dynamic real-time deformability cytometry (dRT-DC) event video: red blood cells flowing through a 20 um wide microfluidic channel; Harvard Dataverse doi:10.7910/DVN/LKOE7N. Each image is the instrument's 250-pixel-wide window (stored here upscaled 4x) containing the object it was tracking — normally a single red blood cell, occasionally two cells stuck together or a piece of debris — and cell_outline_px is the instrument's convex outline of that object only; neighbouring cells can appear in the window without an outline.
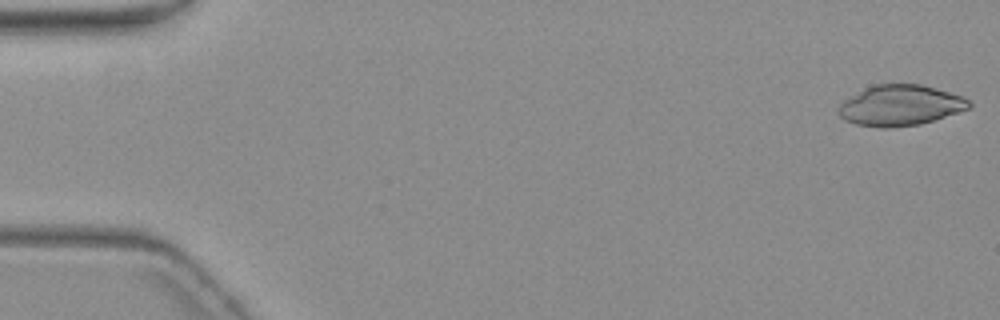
{"species": "common noctule bat (a hibernating species)", "species_latin": "Nyctalus noctula", "temperature_condition": "warm", "stored_images_in_passage": 6, "camera_frame_rate_fps": 3000, "um_per_image_px": 0.085, "animal": {"sex": "female", "body_mass_g": 19.3, "forearm_length_mm": 54.1}, "frame": {"image": 1, "passage_image": 1, "time_ms": 0.0, "image_size_px": [1000, 320], "cell_outline_px": [[972, 108], [960, 112], [920, 124], [892, 128], [880, 128], [856, 124], [844, 120], [840, 116], [840, 104], [844, 100], [872, 84], [920, 84], [936, 88], [964, 96], [972, 104]], "centroid_in_image_um": [76.56, 8.96], "position_along_channel_um": 8.4, "area_um2": 31.04}}